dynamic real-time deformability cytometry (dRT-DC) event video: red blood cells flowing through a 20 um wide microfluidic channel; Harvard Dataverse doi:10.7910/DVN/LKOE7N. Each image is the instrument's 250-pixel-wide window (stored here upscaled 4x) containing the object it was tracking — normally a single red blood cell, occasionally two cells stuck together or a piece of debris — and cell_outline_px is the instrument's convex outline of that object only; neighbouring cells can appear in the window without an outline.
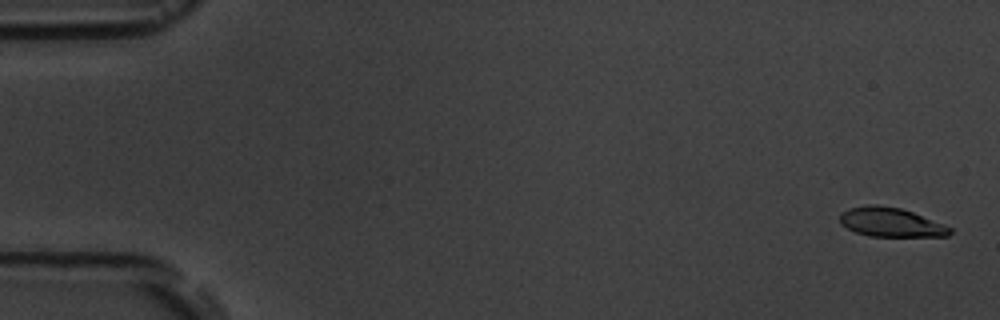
{"species": "common noctule bat (a hibernating species)", "species_latin": "Nyctalus noctula", "temperature_condition": "room temperature", "stored_images_in_passage": 6, "camera_frame_rate_fps": 3000, "um_per_image_px": 0.085, "animal": {"sex": "male", "body_mass_g": 19.5, "forearm_length_mm": 54.6}, "frame": {"image": 1, "passage_image": 1, "time_ms": 0.0, "image_size_px": [1000, 320], "cell_outline_px": [[952, 232], [948, 236], [868, 236], [856, 232], [840, 224], [840, 212], [848, 208], [868, 204], [880, 204], [900, 208], [912, 212], [944, 224], [952, 228]], "centroid_in_image_um": [75.69, 18.88], "position_along_channel_um": 9.3, "area_um2": 18.79}}